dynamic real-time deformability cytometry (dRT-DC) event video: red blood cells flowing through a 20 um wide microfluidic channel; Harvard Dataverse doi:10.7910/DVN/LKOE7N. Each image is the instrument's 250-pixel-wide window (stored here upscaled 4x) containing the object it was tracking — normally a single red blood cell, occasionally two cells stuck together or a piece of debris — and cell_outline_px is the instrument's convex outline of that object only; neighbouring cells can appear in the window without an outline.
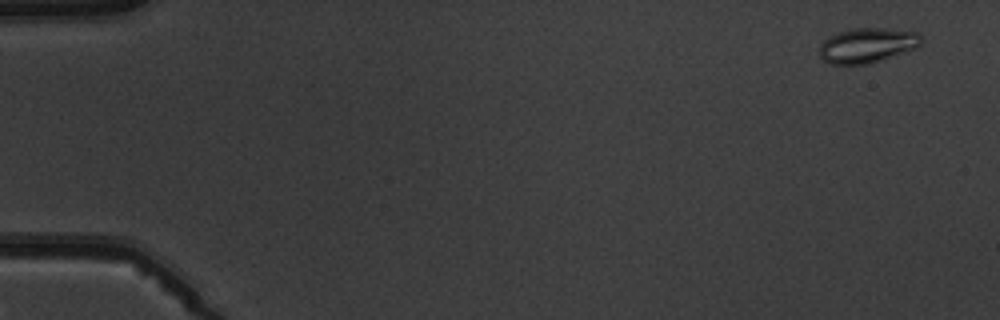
{"species": "common noctule bat (a hibernating species)", "species_latin": "Nyctalus noctula", "temperature_condition": "warm", "stored_images_in_passage": 5, "camera_frame_rate_fps": 3000, "um_per_image_px": 0.085, "animal": {"sex": "male", "body_mass_g": 19.5, "forearm_length_mm": 54.6}, "frame": {"image": 1, "passage_image": 1, "time_ms": 0.0, "image_size_px": [1000, 320], "cell_outline_px": [[920, 44], [916, 48], [868, 64], [832, 64], [824, 60], [820, 56], [820, 44], [828, 36], [852, 28], [884, 28], [916, 32], [920, 36]], "centroid_in_image_um": [73.68, 3.85], "position_along_channel_um": 11.3, "area_um2": 20.4}}
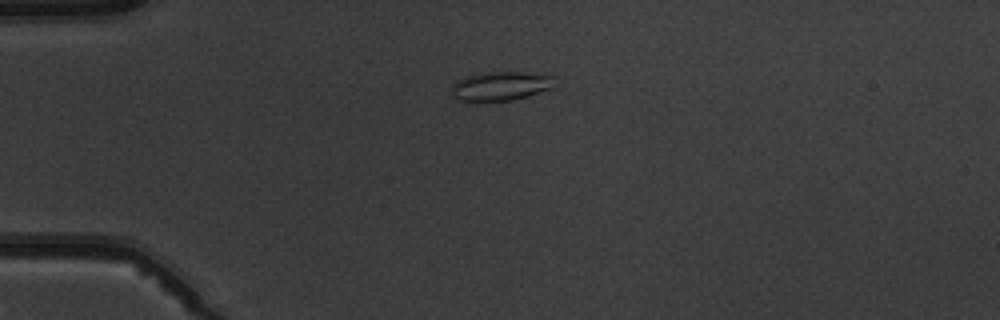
{"frame": {"image": 2, "passage_image": 4, "time_ms": 3.667, "image_size_px": [1000, 320], "cell_outline_px": [[552, 88], [528, 96], [512, 100], [476, 104], [456, 100], [452, 96], [452, 84], [468, 76], [484, 72], [528, 72], [552, 76]], "centroid_in_image_um": [42.47, 7.37], "position_along_channel_um": 42.5, "area_um2": 17.86}}